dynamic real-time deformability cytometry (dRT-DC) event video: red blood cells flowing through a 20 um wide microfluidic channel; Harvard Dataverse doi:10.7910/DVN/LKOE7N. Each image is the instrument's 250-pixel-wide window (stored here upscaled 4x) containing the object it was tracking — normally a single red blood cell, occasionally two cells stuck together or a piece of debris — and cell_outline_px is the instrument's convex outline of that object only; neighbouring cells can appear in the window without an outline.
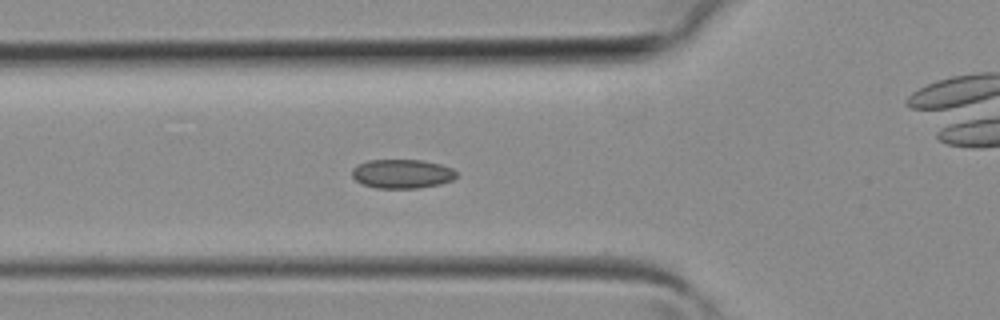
{"species": "common noctule bat (a hibernating species)", "species_latin": "Nyctalus noctula", "temperature_condition": "room temperature", "stored_images_in_passage": 24, "camera_frame_rate_fps": 3000, "um_per_image_px": 0.085, "animal": {"sex": "female", "body_mass_g": 19.3, "forearm_length_mm": 54.1}, "frame": {"image": 1, "passage_image": 4, "time_ms": 1.0, "image_size_px": [1000, 320], "cell_outline_px": [[456, 176], [452, 180], [440, 184], [420, 188], [376, 188], [364, 184], [356, 180], [352, 176], [352, 168], [356, 164], [368, 160], [424, 160], [440, 164], [452, 168], [456, 172]], "centroid_in_image_um": [34.17, 14.77], "position_along_channel_um": 91.6, "area_um2": 17.74}}
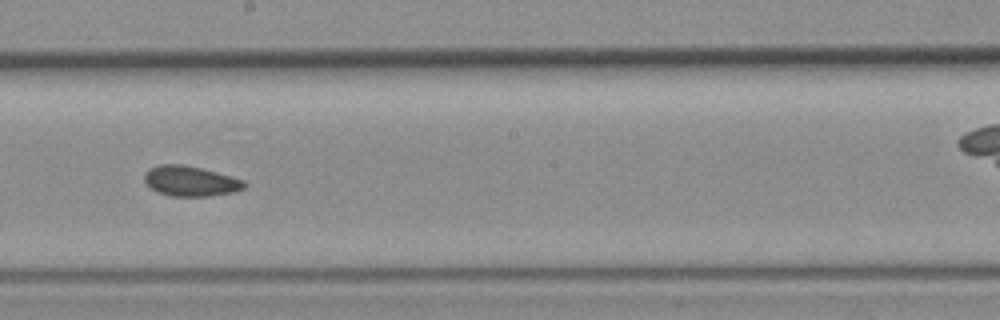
{"frame": {"image": 2, "passage_image": 12, "time_ms": 3.667, "image_size_px": [1000, 320], "cell_outline_px": [[248, 184], [244, 188], [236, 192], [208, 196], [172, 196], [156, 192], [144, 180], [144, 172], [148, 168], [160, 164], [184, 164], [216, 172], [244, 180]], "centroid_in_image_um": [16.19, 15.39], "position_along_channel_um": 232.0, "area_um2": 17.69}}
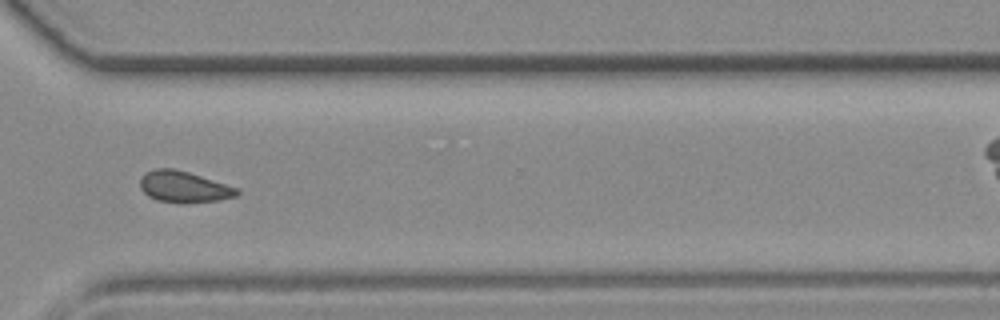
{"frame": {"image": 3, "passage_image": 19, "time_ms": 6.0, "image_size_px": [1000, 320], "cell_outline_px": [[240, 192], [236, 196], [216, 200], [180, 204], [156, 200], [148, 196], [140, 188], [140, 176], [144, 172], [156, 168], [172, 168], [188, 172], [236, 188]], "centroid_in_image_um": [15.54, 15.89], "position_along_channel_um": 355.1, "area_um2": 17.57}}